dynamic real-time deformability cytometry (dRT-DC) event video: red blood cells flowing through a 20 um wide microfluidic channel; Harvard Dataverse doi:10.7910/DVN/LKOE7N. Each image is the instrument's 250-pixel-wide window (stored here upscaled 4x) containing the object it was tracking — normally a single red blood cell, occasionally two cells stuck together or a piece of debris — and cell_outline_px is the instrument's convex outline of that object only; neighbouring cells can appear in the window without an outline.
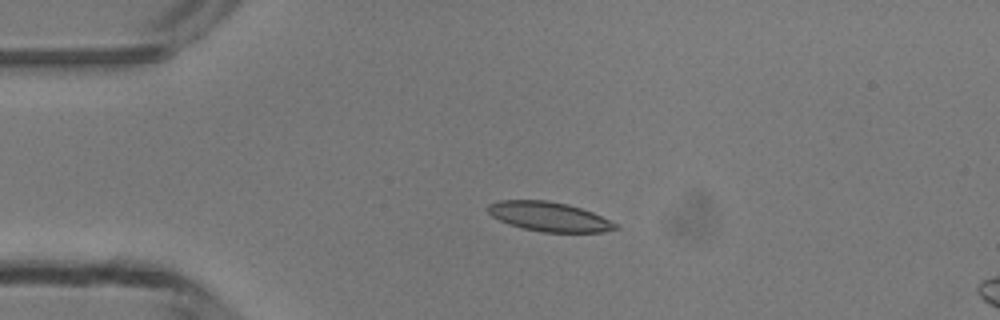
{"species": "common noctule bat (a hibernating species)", "species_latin": "Nyctalus noctula", "temperature_condition": "room temperature", "stored_images_in_passage": 3, "camera_frame_rate_fps": 3000, "um_per_image_px": 0.085, "animal": {"sex": "male", "body_mass_g": 13.3}, "frame": {"image": 1, "passage_image": 2, "time_ms": 1.333, "image_size_px": [1000, 320], "cell_outline_px": [[620, 228], [604, 232], [544, 232], [524, 228], [508, 224], [492, 216], [484, 208], [488, 204], [500, 200], [548, 200], [568, 204], [592, 212], [616, 224]], "centroid_in_image_um": [46.63, 18.4], "position_along_channel_um": 38.4, "area_um2": 21.79}}